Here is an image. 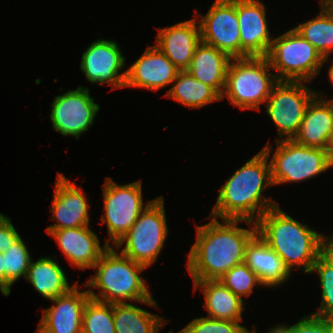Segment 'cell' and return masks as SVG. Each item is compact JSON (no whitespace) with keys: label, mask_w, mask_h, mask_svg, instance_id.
I'll use <instances>...</instances> for the list:
<instances>
[{"label":"cell","mask_w":333,"mask_h":333,"mask_svg":"<svg viewBox=\"0 0 333 333\" xmlns=\"http://www.w3.org/2000/svg\"><path fill=\"white\" fill-rule=\"evenodd\" d=\"M207 224L196 225V241L187 259V271L193 280H219L232 267L244 262L247 243L257 233L256 223L244 219L215 217ZM249 228H241L238 223Z\"/></svg>","instance_id":"cell-1"},{"label":"cell","mask_w":333,"mask_h":333,"mask_svg":"<svg viewBox=\"0 0 333 333\" xmlns=\"http://www.w3.org/2000/svg\"><path fill=\"white\" fill-rule=\"evenodd\" d=\"M255 223L258 235L291 273L295 267L304 274L311 273L319 255L333 242V233L324 236L292 218L279 205L268 209Z\"/></svg>","instance_id":"cell-2"},{"label":"cell","mask_w":333,"mask_h":333,"mask_svg":"<svg viewBox=\"0 0 333 333\" xmlns=\"http://www.w3.org/2000/svg\"><path fill=\"white\" fill-rule=\"evenodd\" d=\"M225 182L209 216L256 222L268 209L279 205L262 194L273 186L269 157L262 149Z\"/></svg>","instance_id":"cell-3"},{"label":"cell","mask_w":333,"mask_h":333,"mask_svg":"<svg viewBox=\"0 0 333 333\" xmlns=\"http://www.w3.org/2000/svg\"><path fill=\"white\" fill-rule=\"evenodd\" d=\"M116 250L114 246H108L92 268L96 273L85 282L90 298L111 304L136 301L158 308L149 286L140 275L147 267ZM94 288L99 289L98 294Z\"/></svg>","instance_id":"cell-4"},{"label":"cell","mask_w":333,"mask_h":333,"mask_svg":"<svg viewBox=\"0 0 333 333\" xmlns=\"http://www.w3.org/2000/svg\"><path fill=\"white\" fill-rule=\"evenodd\" d=\"M266 57L232 58L226 76L222 99L228 98L234 107L241 110H260L278 82L275 73L269 72Z\"/></svg>","instance_id":"cell-5"},{"label":"cell","mask_w":333,"mask_h":333,"mask_svg":"<svg viewBox=\"0 0 333 333\" xmlns=\"http://www.w3.org/2000/svg\"><path fill=\"white\" fill-rule=\"evenodd\" d=\"M266 58L278 81L312 82L325 62H330L295 28L272 40Z\"/></svg>","instance_id":"cell-6"},{"label":"cell","mask_w":333,"mask_h":333,"mask_svg":"<svg viewBox=\"0 0 333 333\" xmlns=\"http://www.w3.org/2000/svg\"><path fill=\"white\" fill-rule=\"evenodd\" d=\"M276 142L271 159L270 141L262 148L270 160L273 185L306 181L333 168L325 149L307 147L293 139Z\"/></svg>","instance_id":"cell-7"},{"label":"cell","mask_w":333,"mask_h":333,"mask_svg":"<svg viewBox=\"0 0 333 333\" xmlns=\"http://www.w3.org/2000/svg\"><path fill=\"white\" fill-rule=\"evenodd\" d=\"M164 197H156L139 215L130 230L118 240L114 248L136 263L150 267L161 253L169 230Z\"/></svg>","instance_id":"cell-8"},{"label":"cell","mask_w":333,"mask_h":333,"mask_svg":"<svg viewBox=\"0 0 333 333\" xmlns=\"http://www.w3.org/2000/svg\"><path fill=\"white\" fill-rule=\"evenodd\" d=\"M104 205L102 224H107L109 239L104 243L113 246L122 238L133 226L143 210L154 200L147 201L144 206L142 194V181L119 185L106 177L102 186Z\"/></svg>","instance_id":"cell-9"},{"label":"cell","mask_w":333,"mask_h":333,"mask_svg":"<svg viewBox=\"0 0 333 333\" xmlns=\"http://www.w3.org/2000/svg\"><path fill=\"white\" fill-rule=\"evenodd\" d=\"M303 81H278L265 102L266 114L277 127V140L293 139L306 108L317 91Z\"/></svg>","instance_id":"cell-10"},{"label":"cell","mask_w":333,"mask_h":333,"mask_svg":"<svg viewBox=\"0 0 333 333\" xmlns=\"http://www.w3.org/2000/svg\"><path fill=\"white\" fill-rule=\"evenodd\" d=\"M94 99L90 90L83 86L56 95L49 115L53 129L63 136L79 139L93 125L100 110Z\"/></svg>","instance_id":"cell-11"},{"label":"cell","mask_w":333,"mask_h":333,"mask_svg":"<svg viewBox=\"0 0 333 333\" xmlns=\"http://www.w3.org/2000/svg\"><path fill=\"white\" fill-rule=\"evenodd\" d=\"M196 12L201 42L214 46L226 53L231 59L241 58L236 0H215L206 15Z\"/></svg>","instance_id":"cell-12"},{"label":"cell","mask_w":333,"mask_h":333,"mask_svg":"<svg viewBox=\"0 0 333 333\" xmlns=\"http://www.w3.org/2000/svg\"><path fill=\"white\" fill-rule=\"evenodd\" d=\"M125 57L120 46L112 39H97L82 53L80 68L91 84L111 85L112 89L125 88Z\"/></svg>","instance_id":"cell-13"},{"label":"cell","mask_w":333,"mask_h":333,"mask_svg":"<svg viewBox=\"0 0 333 333\" xmlns=\"http://www.w3.org/2000/svg\"><path fill=\"white\" fill-rule=\"evenodd\" d=\"M83 191L81 186L57 172L54 198L50 205V219L56 223L46 228L47 234L53 230L90 226V205Z\"/></svg>","instance_id":"cell-14"},{"label":"cell","mask_w":333,"mask_h":333,"mask_svg":"<svg viewBox=\"0 0 333 333\" xmlns=\"http://www.w3.org/2000/svg\"><path fill=\"white\" fill-rule=\"evenodd\" d=\"M241 40V58L266 57L272 36L266 19V7L260 0H236Z\"/></svg>","instance_id":"cell-15"},{"label":"cell","mask_w":333,"mask_h":333,"mask_svg":"<svg viewBox=\"0 0 333 333\" xmlns=\"http://www.w3.org/2000/svg\"><path fill=\"white\" fill-rule=\"evenodd\" d=\"M78 283L50 300L55 304L43 309L36 333H82L83 311L90 296L88 290H78Z\"/></svg>","instance_id":"cell-16"},{"label":"cell","mask_w":333,"mask_h":333,"mask_svg":"<svg viewBox=\"0 0 333 333\" xmlns=\"http://www.w3.org/2000/svg\"><path fill=\"white\" fill-rule=\"evenodd\" d=\"M180 70L157 46H149L126 69L125 88H143L157 91L172 84Z\"/></svg>","instance_id":"cell-17"},{"label":"cell","mask_w":333,"mask_h":333,"mask_svg":"<svg viewBox=\"0 0 333 333\" xmlns=\"http://www.w3.org/2000/svg\"><path fill=\"white\" fill-rule=\"evenodd\" d=\"M197 17L175 25L158 28L155 43L157 48L180 70H187L193 54L201 43ZM198 24V25H196Z\"/></svg>","instance_id":"cell-18"},{"label":"cell","mask_w":333,"mask_h":333,"mask_svg":"<svg viewBox=\"0 0 333 333\" xmlns=\"http://www.w3.org/2000/svg\"><path fill=\"white\" fill-rule=\"evenodd\" d=\"M91 227H77L53 230L49 233L55 238L61 252L69 263L81 270L92 269L102 253L108 248L100 245L97 234Z\"/></svg>","instance_id":"cell-19"},{"label":"cell","mask_w":333,"mask_h":333,"mask_svg":"<svg viewBox=\"0 0 333 333\" xmlns=\"http://www.w3.org/2000/svg\"><path fill=\"white\" fill-rule=\"evenodd\" d=\"M308 104L298 133L293 140L307 147L327 149L333 133V100L321 91Z\"/></svg>","instance_id":"cell-20"},{"label":"cell","mask_w":333,"mask_h":333,"mask_svg":"<svg viewBox=\"0 0 333 333\" xmlns=\"http://www.w3.org/2000/svg\"><path fill=\"white\" fill-rule=\"evenodd\" d=\"M244 263L268 288L279 287L288 282L289 277L291 278L292 273L285 266L281 257L266 244L258 233L246 245Z\"/></svg>","instance_id":"cell-21"},{"label":"cell","mask_w":333,"mask_h":333,"mask_svg":"<svg viewBox=\"0 0 333 333\" xmlns=\"http://www.w3.org/2000/svg\"><path fill=\"white\" fill-rule=\"evenodd\" d=\"M230 61L231 58L226 53L201 42L193 54L187 71L197 80L214 88L222 96Z\"/></svg>","instance_id":"cell-22"},{"label":"cell","mask_w":333,"mask_h":333,"mask_svg":"<svg viewBox=\"0 0 333 333\" xmlns=\"http://www.w3.org/2000/svg\"><path fill=\"white\" fill-rule=\"evenodd\" d=\"M194 291L204 294V308L212 319L243 321L245 304L219 280H193Z\"/></svg>","instance_id":"cell-23"},{"label":"cell","mask_w":333,"mask_h":333,"mask_svg":"<svg viewBox=\"0 0 333 333\" xmlns=\"http://www.w3.org/2000/svg\"><path fill=\"white\" fill-rule=\"evenodd\" d=\"M53 257H40L37 261L31 260L25 279L45 299L51 300L67 293L70 286L67 275Z\"/></svg>","instance_id":"cell-24"},{"label":"cell","mask_w":333,"mask_h":333,"mask_svg":"<svg viewBox=\"0 0 333 333\" xmlns=\"http://www.w3.org/2000/svg\"><path fill=\"white\" fill-rule=\"evenodd\" d=\"M172 84L174 85L164 96L190 109L202 108L222 100V96L214 88L197 80L187 70L179 71Z\"/></svg>","instance_id":"cell-25"},{"label":"cell","mask_w":333,"mask_h":333,"mask_svg":"<svg viewBox=\"0 0 333 333\" xmlns=\"http://www.w3.org/2000/svg\"><path fill=\"white\" fill-rule=\"evenodd\" d=\"M113 320L116 333H158L167 324L164 317L129 302L113 304Z\"/></svg>","instance_id":"cell-26"},{"label":"cell","mask_w":333,"mask_h":333,"mask_svg":"<svg viewBox=\"0 0 333 333\" xmlns=\"http://www.w3.org/2000/svg\"><path fill=\"white\" fill-rule=\"evenodd\" d=\"M320 3L319 14L294 28L307 40L323 58L333 53V10L324 0Z\"/></svg>","instance_id":"cell-27"},{"label":"cell","mask_w":333,"mask_h":333,"mask_svg":"<svg viewBox=\"0 0 333 333\" xmlns=\"http://www.w3.org/2000/svg\"><path fill=\"white\" fill-rule=\"evenodd\" d=\"M312 272L319 275L322 301L318 310L311 314L333 320V242L319 255Z\"/></svg>","instance_id":"cell-28"},{"label":"cell","mask_w":333,"mask_h":333,"mask_svg":"<svg viewBox=\"0 0 333 333\" xmlns=\"http://www.w3.org/2000/svg\"><path fill=\"white\" fill-rule=\"evenodd\" d=\"M2 255L4 295L9 296L11 286L22 277L25 279L32 257L21 236Z\"/></svg>","instance_id":"cell-29"},{"label":"cell","mask_w":333,"mask_h":333,"mask_svg":"<svg viewBox=\"0 0 333 333\" xmlns=\"http://www.w3.org/2000/svg\"><path fill=\"white\" fill-rule=\"evenodd\" d=\"M82 333H116L113 304L89 298L83 311Z\"/></svg>","instance_id":"cell-30"},{"label":"cell","mask_w":333,"mask_h":333,"mask_svg":"<svg viewBox=\"0 0 333 333\" xmlns=\"http://www.w3.org/2000/svg\"><path fill=\"white\" fill-rule=\"evenodd\" d=\"M219 281L242 300L250 297L256 285L264 287L259 277L244 262L232 267Z\"/></svg>","instance_id":"cell-31"},{"label":"cell","mask_w":333,"mask_h":333,"mask_svg":"<svg viewBox=\"0 0 333 333\" xmlns=\"http://www.w3.org/2000/svg\"><path fill=\"white\" fill-rule=\"evenodd\" d=\"M240 322L200 317L190 321L178 333H250Z\"/></svg>","instance_id":"cell-32"},{"label":"cell","mask_w":333,"mask_h":333,"mask_svg":"<svg viewBox=\"0 0 333 333\" xmlns=\"http://www.w3.org/2000/svg\"><path fill=\"white\" fill-rule=\"evenodd\" d=\"M333 328L332 319H324L313 314L303 316L291 325V333H330Z\"/></svg>","instance_id":"cell-33"},{"label":"cell","mask_w":333,"mask_h":333,"mask_svg":"<svg viewBox=\"0 0 333 333\" xmlns=\"http://www.w3.org/2000/svg\"><path fill=\"white\" fill-rule=\"evenodd\" d=\"M20 236L10 217L0 213V253L5 252Z\"/></svg>","instance_id":"cell-34"},{"label":"cell","mask_w":333,"mask_h":333,"mask_svg":"<svg viewBox=\"0 0 333 333\" xmlns=\"http://www.w3.org/2000/svg\"><path fill=\"white\" fill-rule=\"evenodd\" d=\"M256 326H254L253 330L250 333H256ZM268 333H291V326H286V324H277L274 327H271L268 330Z\"/></svg>","instance_id":"cell-35"},{"label":"cell","mask_w":333,"mask_h":333,"mask_svg":"<svg viewBox=\"0 0 333 333\" xmlns=\"http://www.w3.org/2000/svg\"><path fill=\"white\" fill-rule=\"evenodd\" d=\"M0 290L4 295V269H3V255L0 253Z\"/></svg>","instance_id":"cell-36"},{"label":"cell","mask_w":333,"mask_h":333,"mask_svg":"<svg viewBox=\"0 0 333 333\" xmlns=\"http://www.w3.org/2000/svg\"><path fill=\"white\" fill-rule=\"evenodd\" d=\"M326 150H327V154H328L329 160H330V162L333 165V133L330 136V139H329L328 146H327Z\"/></svg>","instance_id":"cell-37"},{"label":"cell","mask_w":333,"mask_h":333,"mask_svg":"<svg viewBox=\"0 0 333 333\" xmlns=\"http://www.w3.org/2000/svg\"><path fill=\"white\" fill-rule=\"evenodd\" d=\"M328 69H329L328 70V76H329L331 84L333 85V60H332L331 65L329 66Z\"/></svg>","instance_id":"cell-38"},{"label":"cell","mask_w":333,"mask_h":333,"mask_svg":"<svg viewBox=\"0 0 333 333\" xmlns=\"http://www.w3.org/2000/svg\"><path fill=\"white\" fill-rule=\"evenodd\" d=\"M329 6L330 8L333 10V0H324Z\"/></svg>","instance_id":"cell-39"}]
</instances>
